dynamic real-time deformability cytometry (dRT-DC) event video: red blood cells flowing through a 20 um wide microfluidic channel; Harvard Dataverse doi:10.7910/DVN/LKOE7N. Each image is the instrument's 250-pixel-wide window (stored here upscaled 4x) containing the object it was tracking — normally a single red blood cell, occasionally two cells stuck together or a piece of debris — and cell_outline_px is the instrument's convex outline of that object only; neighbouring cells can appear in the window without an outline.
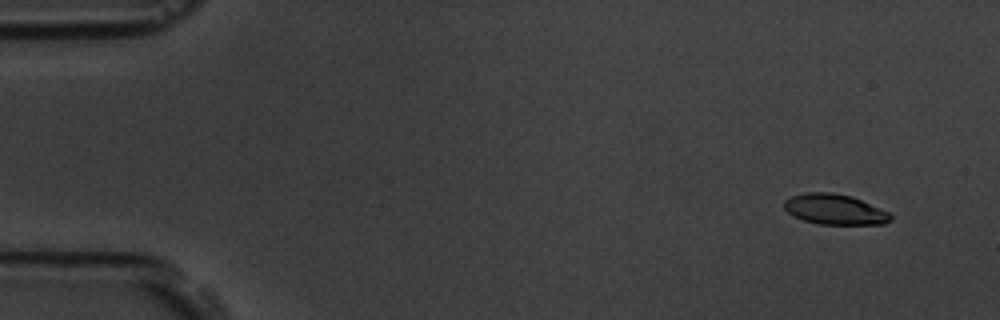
{"species": "common noctule bat (a hibernating species)", "species_latin": "Nyctalus noctula", "temperature_condition": "room temperature", "stored_images_in_passage": 9, "camera_frame_rate_fps": 3000, "um_per_image_px": 0.085, "animal": {"sex": "male", "body_mass_g": 19.5, "forearm_length_mm": 54.6}, "frame": {"image": 1, "passage_image": 1, "time_ms": 0.0, "image_size_px": [1000, 320], "cell_outline_px": [[892, 220], [884, 224], [820, 224], [804, 220], [792, 216], [784, 208], [784, 200], [792, 196], [808, 192], [828, 192], [852, 196], [888, 212], [892, 216]], "centroid_in_image_um": [70.94, 17.8], "position_along_channel_um": 14.1, "area_um2": 18.73}}
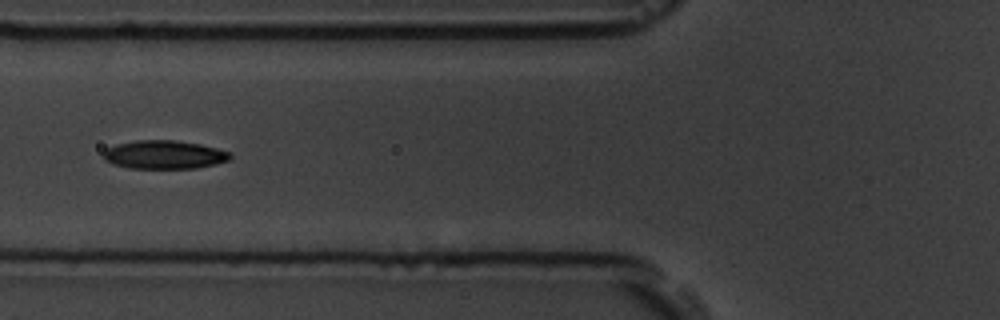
{"frame": {"image": 2, "passage_image": 6, "time_ms": 6.0, "image_size_px": [1000, 320], "cell_outline_px": [[232, 156], [228, 160], [216, 164], [196, 168], [128, 168], [112, 164], [104, 160], [104, 152], [108, 148], [116, 144], [136, 140], [176, 140], [200, 144], [216, 148], [228, 152]], "centroid_in_image_um": [13.94, 13.15], "position_along_channel_um": 111.9, "area_um2": 20.98}}
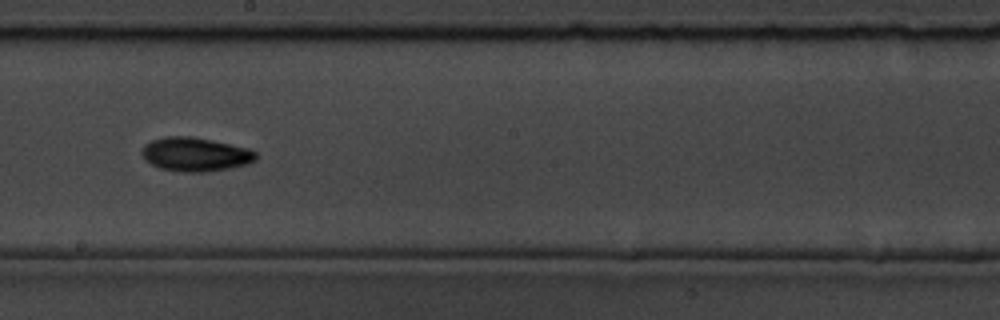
{"frame": {"image": 3, "passage_image": 9, "time_ms": 9.333, "image_size_px": [1000, 320], "cell_outline_px": [[256, 160], [248, 164], [228, 168], [204, 172], [184, 172], [160, 168], [152, 164], [140, 152], [144, 144], [152, 140], [164, 136], [192, 136], [212, 140], [248, 148], [256, 152]], "centroid_in_image_um": [16.6, 13.11], "position_along_channel_um": 231.6, "area_um2": 22.43}}